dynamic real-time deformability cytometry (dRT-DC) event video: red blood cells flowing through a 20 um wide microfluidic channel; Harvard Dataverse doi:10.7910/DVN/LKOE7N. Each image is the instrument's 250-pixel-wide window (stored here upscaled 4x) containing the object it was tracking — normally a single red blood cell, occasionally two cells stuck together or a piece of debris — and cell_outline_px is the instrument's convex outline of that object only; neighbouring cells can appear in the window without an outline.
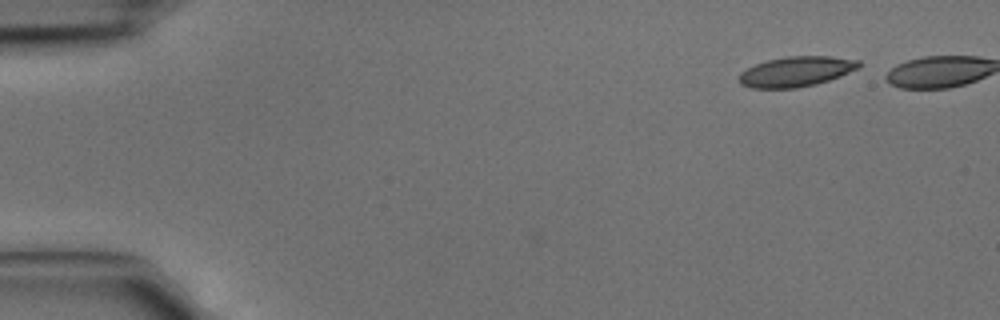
{"species": "common noctule bat (a hibernating species)", "species_latin": "Nyctalus noctula", "temperature_condition": "cold", "stored_images_in_passage": 4, "camera_frame_rate_fps": 3000, "um_per_image_px": 0.085, "animal": {"sex": "male", "body_mass_g": 15.6}, "frame": {"image": 1, "passage_image": 1, "time_ms": 0.0, "image_size_px": [1000, 320], "cell_outline_px": [[860, 68], [840, 76], [816, 84], [796, 88], [752, 88], [740, 84], [736, 80], [740, 72], [756, 64], [768, 60], [788, 56], [832, 56], [860, 60]], "centroid_in_image_um": [67.67, 6.08], "position_along_channel_um": 17.3, "area_um2": 21.15}}